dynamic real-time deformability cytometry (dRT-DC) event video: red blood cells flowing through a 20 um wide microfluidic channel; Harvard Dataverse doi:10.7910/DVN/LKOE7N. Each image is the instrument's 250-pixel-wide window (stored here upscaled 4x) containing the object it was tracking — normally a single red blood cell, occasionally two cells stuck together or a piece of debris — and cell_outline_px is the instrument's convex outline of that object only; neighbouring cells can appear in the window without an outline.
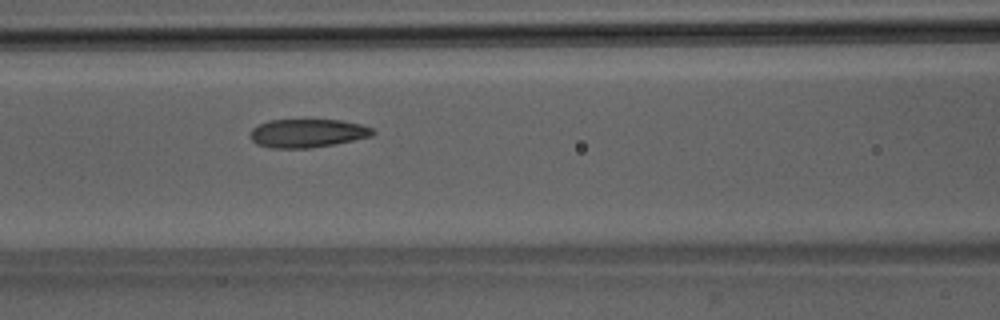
{"species": "Egyptian fruit bat (a non-hibernating species)", "species_latin": "Rousettus aegyptiacus", "temperature_condition": "room temperature", "stored_images_in_passage": 40, "camera_frame_rate_fps": 3000, "um_per_image_px": 0.085, "animal": {"sex": "male"}, "frame": {"image": 1, "passage_image": 16, "time_ms": 5.0, "image_size_px": [1000, 320], "cell_outline_px": [[376, 132], [372, 136], [312, 148], [272, 148], [256, 144], [252, 140], [252, 128], [268, 120], [340, 120], [360, 124], [372, 128]], "centroid_in_image_um": [26.14, 11.32], "position_along_channel_um": 140.5, "area_um2": 20.11}}
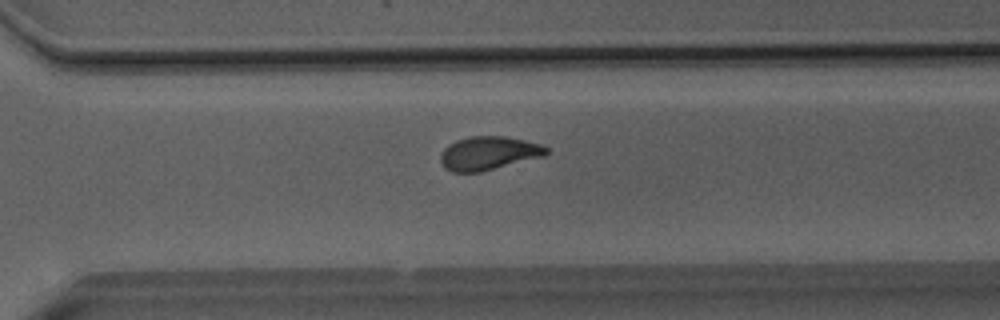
{"frame": {"image": 2, "passage_image": 30, "time_ms": 9.667, "image_size_px": [1000, 320], "cell_outline_px": [[548, 152], [544, 156], [480, 172], [452, 172], [444, 168], [440, 160], [440, 156], [444, 148], [456, 140], [472, 136], [504, 136], [524, 140], [540, 144], [548, 148]], "centroid_in_image_um": [41.51, 13.02], "position_along_channel_um": 329.1, "area_um2": 20.58}}
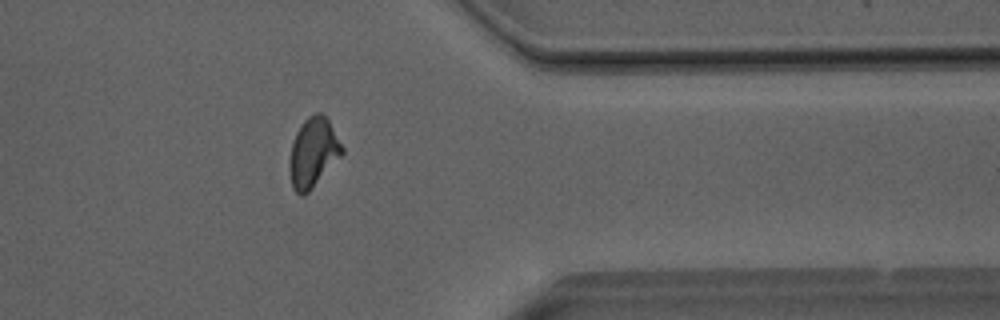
{"frame": {"image": 3, "passage_image": 35, "time_ms": 11.333, "image_size_px": [1000, 320], "cell_outline_px": [[344, 152], [308, 192], [304, 196], [300, 196], [292, 188], [288, 168], [288, 164], [292, 144], [296, 132], [304, 120], [308, 116], [316, 112], [320, 112], [328, 120], [344, 148]], "centroid_in_image_um": [26.59, 12.98], "position_along_channel_um": 384.8, "area_um2": 21.1}}